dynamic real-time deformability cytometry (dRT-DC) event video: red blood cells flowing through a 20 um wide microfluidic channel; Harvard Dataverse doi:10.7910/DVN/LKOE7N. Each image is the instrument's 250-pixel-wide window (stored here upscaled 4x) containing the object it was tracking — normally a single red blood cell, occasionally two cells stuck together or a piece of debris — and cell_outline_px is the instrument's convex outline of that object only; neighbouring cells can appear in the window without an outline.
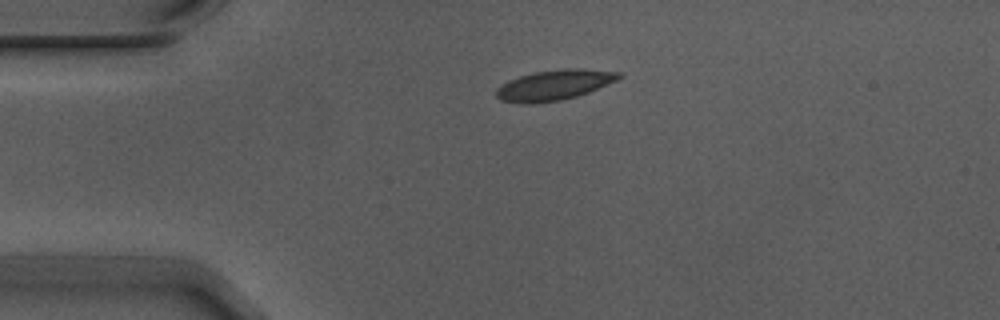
{"species": "Egyptian fruit bat (a non-hibernating species)", "species_latin": "Rousettus aegyptiacus", "temperature_condition": "warm", "stored_images_in_passage": 2, "camera_frame_rate_fps": 3000, "um_per_image_px": 0.085, "animal": {"sex": "male"}, "frame": {"image": 1, "passage_image": 2, "time_ms": 0.333, "image_size_px": [1000, 320], "cell_outline_px": [[624, 76], [616, 80], [588, 92], [576, 96], [560, 100], [528, 104], [500, 100], [496, 96], [496, 88], [508, 80], [532, 72], [564, 68], [580, 68], [620, 72]], "centroid_in_image_um": [47.09, 7.21], "position_along_channel_um": 37.9, "area_um2": 21.56}}